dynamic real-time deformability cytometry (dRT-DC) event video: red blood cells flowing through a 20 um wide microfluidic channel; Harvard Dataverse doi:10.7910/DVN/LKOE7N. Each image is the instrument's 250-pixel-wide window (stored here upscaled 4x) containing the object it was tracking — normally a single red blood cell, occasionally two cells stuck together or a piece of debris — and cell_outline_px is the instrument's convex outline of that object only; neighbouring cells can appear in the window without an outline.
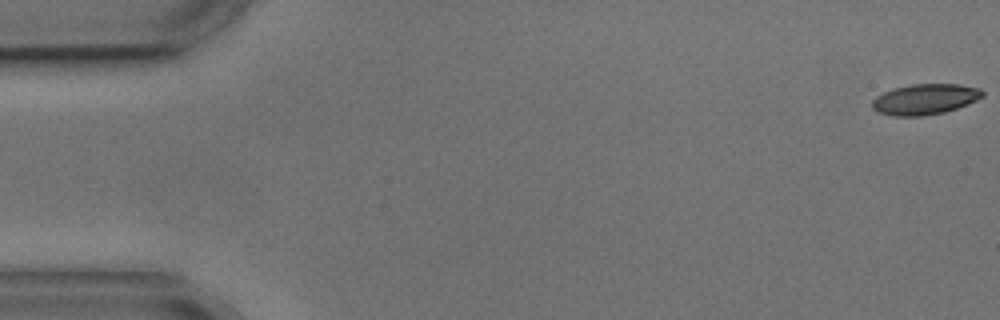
{"species": "common noctule bat (a hibernating species)", "species_latin": "Nyctalus noctula", "temperature_condition": "cold", "stored_images_in_passage": 5, "camera_frame_rate_fps": 3000, "um_per_image_px": 0.085, "animal": {"sex": "male", "body_mass_g": 17.9, "forearm_length_mm": 54.2}, "frame": {"image": 1, "passage_image": 1, "time_ms": 0.0, "image_size_px": [1000, 320], "cell_outline_px": [[984, 96], [968, 104], [944, 112], [924, 116], [892, 116], [876, 112], [872, 108], [872, 100], [876, 96], [892, 88], [912, 84], [960, 84], [980, 88], [984, 92]], "centroid_in_image_um": [78.6, 8.43], "position_along_channel_um": 6.4, "area_um2": 19.88}}